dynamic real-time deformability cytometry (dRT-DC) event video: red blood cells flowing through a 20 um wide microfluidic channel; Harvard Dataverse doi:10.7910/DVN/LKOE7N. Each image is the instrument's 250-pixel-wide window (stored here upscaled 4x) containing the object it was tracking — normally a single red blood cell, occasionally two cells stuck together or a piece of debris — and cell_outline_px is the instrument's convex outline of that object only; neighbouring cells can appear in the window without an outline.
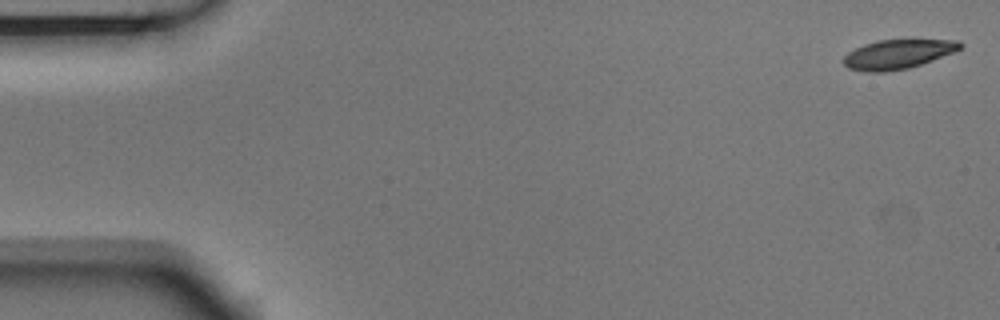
{"species": "Egyptian fruit bat (a non-hibernating species)", "species_latin": "Rousettus aegyptiacus", "temperature_condition": "room temperature", "stored_images_in_passage": 53, "camera_frame_rate_fps": 3000, "um_per_image_px": 0.085, "animal": {"sex": "male"}, "frame": {"image": 1, "passage_image": 1, "time_ms": 0.0, "image_size_px": [1000, 320], "cell_outline_px": [[964, 44], [960, 48], [952, 52], [932, 60], [908, 68], [884, 72], [864, 72], [848, 68], [840, 60], [848, 52], [864, 44], [876, 40], [908, 36], [912, 36], [960, 40]], "centroid_in_image_um": [76.35, 4.53], "position_along_channel_um": 8.7, "area_um2": 21.1}}
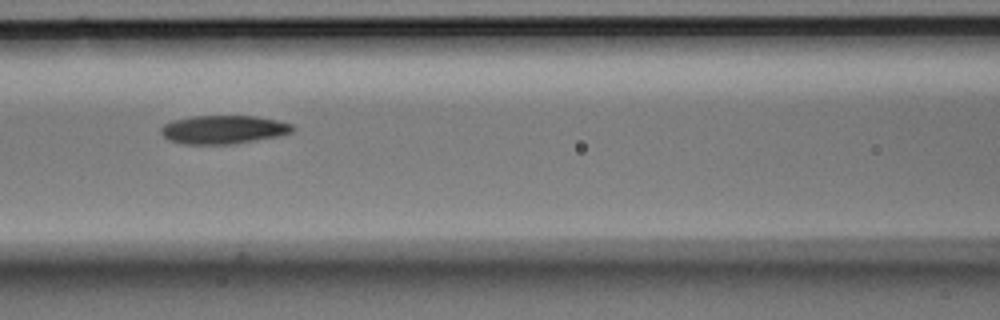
{"frame": {"image": 2, "passage_image": 23, "time_ms": 7.333, "image_size_px": [1000, 320], "cell_outline_px": [[296, 128], [292, 132], [276, 136], [232, 144], [180, 144], [168, 140], [160, 132], [160, 128], [164, 124], [172, 120], [192, 116], [256, 116], [276, 120], [292, 124]], "centroid_in_image_um": [18.95, 11.01], "position_along_channel_um": 147.7, "area_um2": 21.85}}
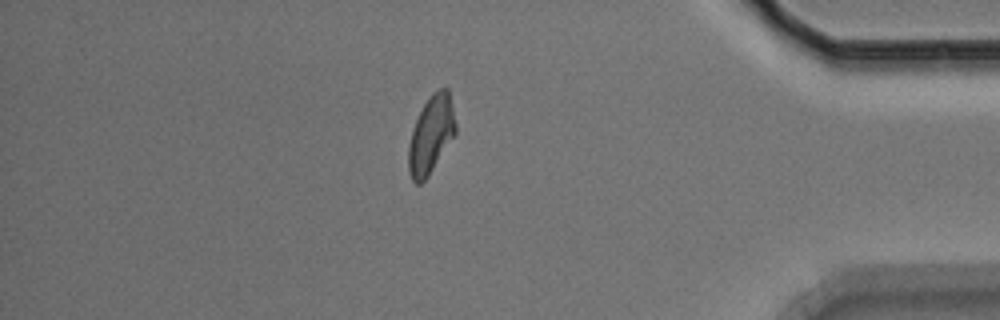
{"frame": {"image": 3, "passage_image": 46, "time_ms": 15.0, "image_size_px": [1000, 320], "cell_outline_px": [[456, 132], [428, 176], [420, 184], [416, 184], [412, 180], [408, 168], [408, 148], [412, 128], [424, 104], [432, 92], [440, 88], [448, 88], [456, 124]], "centroid_in_image_um": [36.62, 11.44], "position_along_channel_um": 398.6, "area_um2": 21.04}, "authors_computed_cell_mechanics": {"area_um2": 21.6172, "velocity_mm_per_s": 3.7267, "shape_relaxation_time_tau1_ms": 5.9139, "shape_relaxation_time_tau2_ms": 5.9049, "deformation_change_tau1": 0.1467, "deformation_change_tau2": 0.1273}}